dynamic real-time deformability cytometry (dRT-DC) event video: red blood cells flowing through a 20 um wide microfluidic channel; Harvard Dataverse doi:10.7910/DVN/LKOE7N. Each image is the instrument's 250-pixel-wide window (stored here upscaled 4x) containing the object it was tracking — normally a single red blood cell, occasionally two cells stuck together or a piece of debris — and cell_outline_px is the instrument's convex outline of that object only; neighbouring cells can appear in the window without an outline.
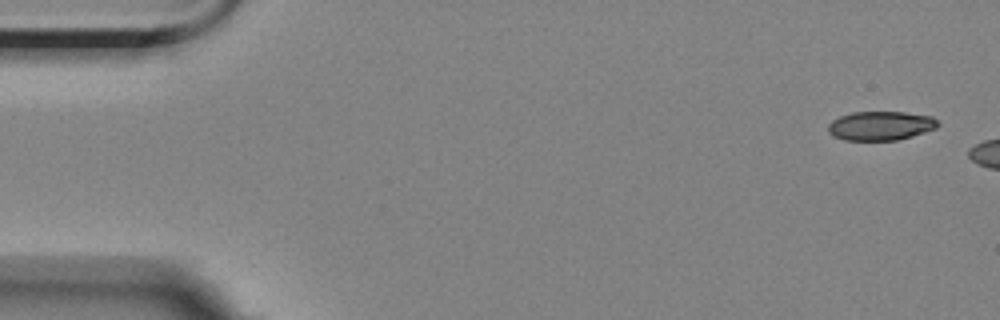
{"species": "Egyptian fruit bat (a non-hibernating species)", "species_latin": "Rousettus aegyptiacus", "temperature_condition": "room temperature", "stored_images_in_passage": 3, "camera_frame_rate_fps": 3000, "um_per_image_px": 0.085, "animal": {"sex": "female"}, "frame": {"image": 1, "passage_image": 1, "time_ms": 0.0, "image_size_px": [1000, 320], "cell_outline_px": [[940, 124], [936, 128], [912, 136], [896, 140], [844, 140], [832, 136], [828, 132], [828, 124], [832, 120], [840, 116], [852, 112], [904, 112], [932, 116]], "centroid_in_image_um": [74.83, 10.69], "position_along_channel_um": 10.2, "area_um2": 18.61}}